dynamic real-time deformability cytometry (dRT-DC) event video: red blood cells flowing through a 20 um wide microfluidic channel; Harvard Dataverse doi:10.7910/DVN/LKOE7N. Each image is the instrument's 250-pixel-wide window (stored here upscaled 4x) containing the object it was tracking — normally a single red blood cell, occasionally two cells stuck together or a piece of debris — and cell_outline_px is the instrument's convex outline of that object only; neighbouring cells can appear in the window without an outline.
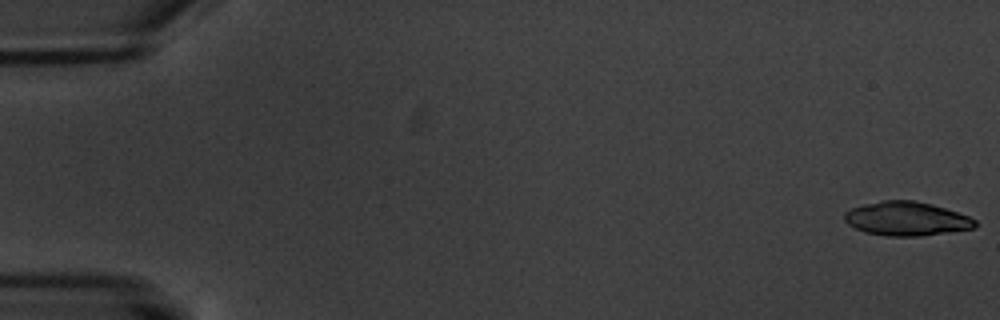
{"species": "common noctule bat (a hibernating species)", "species_latin": "Nyctalus noctula", "temperature_condition": "warm", "stored_images_in_passage": 6, "camera_frame_rate_fps": 3000, "um_per_image_px": 0.085, "animal": {"sex": "male", "body_mass_g": 20.1, "forearm_length_mm": 53.5}, "frame": {"image": 1, "passage_image": 1, "time_ms": 0.0, "image_size_px": [1000, 320], "cell_outline_px": [[976, 228], [920, 236], [888, 236], [864, 232], [848, 224], [844, 220], [844, 212], [852, 208], [864, 204], [880, 200], [916, 200], [932, 204], [968, 216], [976, 220]], "centroid_in_image_um": [77.04, 18.59], "position_along_channel_um": 8.0, "area_um2": 25.84}}
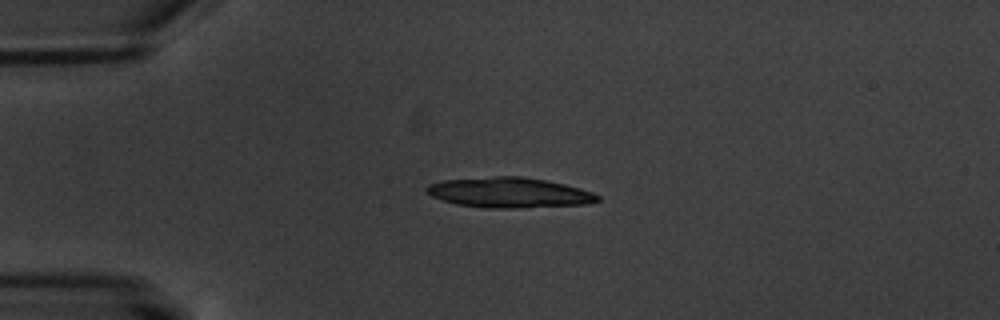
{"frame": {"image": 2, "passage_image": 5, "time_ms": 4.667, "image_size_px": [1000, 320], "cell_outline_px": [[600, 200], [588, 204], [520, 208], [488, 208], [456, 204], [432, 196], [424, 188], [428, 184], [440, 180], [496, 176], [520, 176], [544, 180], [564, 184], [580, 188], [592, 192], [600, 196]], "centroid_in_image_um": [43.28, 16.37], "position_along_channel_um": 41.7, "area_um2": 30.17}}